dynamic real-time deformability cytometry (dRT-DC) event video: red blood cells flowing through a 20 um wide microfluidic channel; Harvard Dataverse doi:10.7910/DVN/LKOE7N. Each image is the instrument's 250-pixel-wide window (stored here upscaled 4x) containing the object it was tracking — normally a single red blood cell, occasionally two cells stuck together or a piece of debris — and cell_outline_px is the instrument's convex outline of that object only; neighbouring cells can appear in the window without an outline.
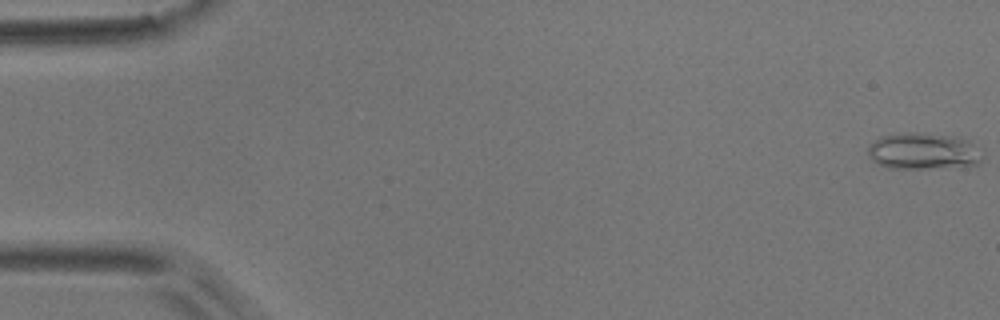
{"species": "common noctule bat (a hibernating species)", "species_latin": "Nyctalus noctula", "temperature_condition": "room temperature", "stored_images_in_passage": 50, "camera_frame_rate_fps": 3000, "um_per_image_px": 0.085, "animal": {"sex": "male", "body_mass_g": 17.9}, "frame": {"image": 1, "passage_image": 1, "time_ms": 0.0, "image_size_px": [1000, 320], "cell_outline_px": [[980, 160], [976, 164], [928, 168], [888, 168], [872, 160], [868, 156], [868, 144], [880, 136], [900, 132], [916, 132], [948, 136], [968, 140], [972, 144]], "centroid_in_image_um": [78.32, 12.83], "position_along_channel_um": 6.7, "area_um2": 23.76}}
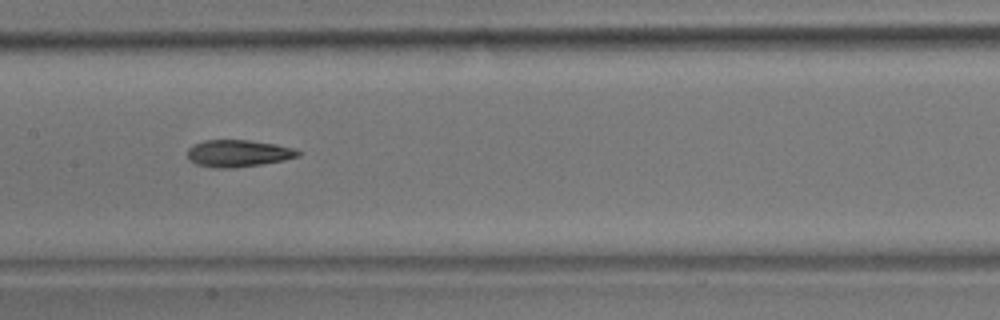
{"frame": {"image": 2, "passage_image": 27, "time_ms": 8.667, "image_size_px": [1000, 320], "cell_outline_px": [[300, 156], [284, 160], [236, 168], [216, 168], [196, 164], [188, 160], [188, 148], [192, 144], [204, 140], [248, 140], [276, 144], [292, 148], [300, 152]], "centroid_in_image_um": [20.21, 13.03], "position_along_channel_um": 187.2, "area_um2": 17.46}}
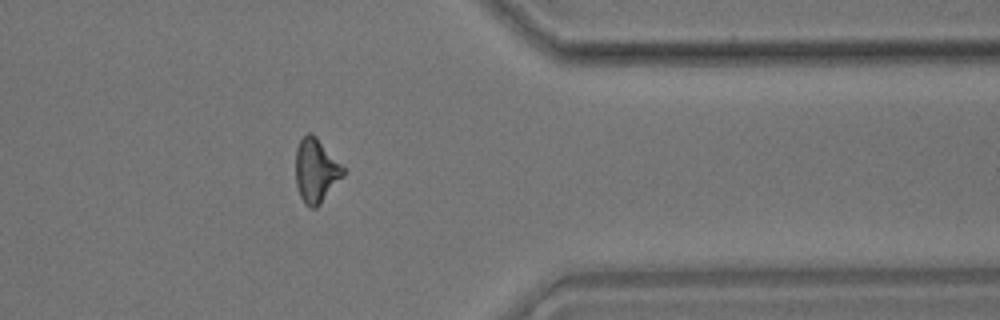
{"frame": {"image": 3, "passage_image": 44, "time_ms": 14.333, "image_size_px": [1000, 320], "cell_outline_px": [[344, 176], [320, 204], [316, 208], [308, 208], [304, 204], [300, 196], [296, 184], [296, 148], [300, 140], [308, 132], [312, 132], [316, 136], [344, 168]], "centroid_in_image_um": [26.84, 14.52], "position_along_channel_um": 384.6, "area_um2": 17.69}, "authors_computed_cell_mechanics": {"area_um2": 17.8602, "velocity_mm_per_s": 3.7218, "shape_relaxation_time_tau1_ms": 7.3424, "shape_relaxation_time_tau2_ms": 3.6756, "deformation_change_tau1": 0.2024, "deformation_change_tau2": 0.1169}}